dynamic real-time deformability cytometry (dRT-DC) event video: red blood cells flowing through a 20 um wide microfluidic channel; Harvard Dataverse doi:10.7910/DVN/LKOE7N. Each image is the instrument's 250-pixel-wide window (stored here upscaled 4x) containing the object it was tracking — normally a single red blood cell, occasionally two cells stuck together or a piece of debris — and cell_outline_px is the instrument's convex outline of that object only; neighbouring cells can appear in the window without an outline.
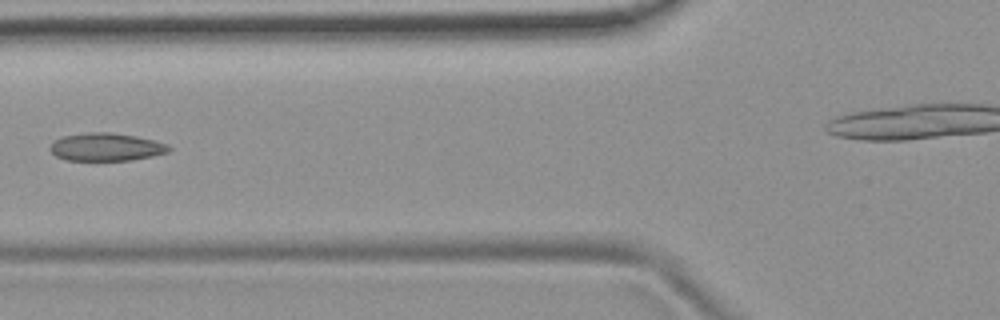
{"species": "common noctule bat (a hibernating species)", "species_latin": "Nyctalus noctula", "temperature_condition": "room temperature", "stored_images_in_passage": 7, "camera_frame_rate_fps": 3000, "um_per_image_px": 0.085, "animal": {"sex": "female", "body_mass_g": 19.9}, "frame": {"image": 1, "passage_image": 5, "time_ms": 1.333, "image_size_px": [1000, 320], "cell_outline_px": [[172, 148], [168, 152], [152, 156], [132, 160], [64, 160], [56, 156], [48, 148], [56, 140], [64, 136], [88, 132], [112, 132], [136, 136], [168, 144]], "centroid_in_image_um": [9.03, 12.49], "position_along_channel_um": 116.8, "area_um2": 19.25}}
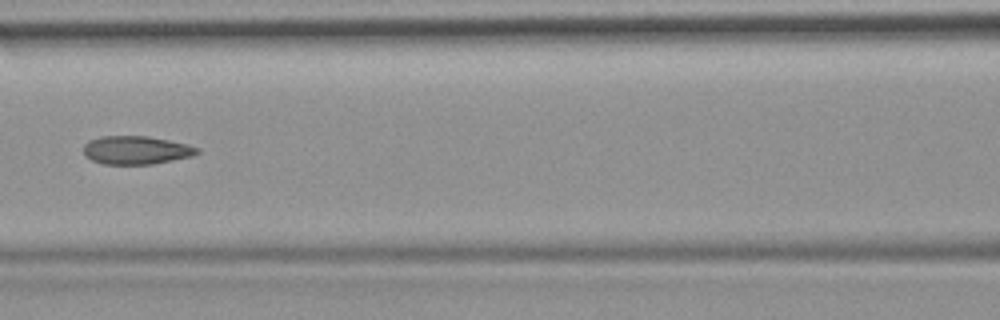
{"frame": {"image": 2, "passage_image": 6, "time_ms": 1.667, "image_size_px": [1000, 320], "cell_outline_px": [[200, 152], [192, 156], [152, 164], [104, 164], [92, 160], [84, 156], [84, 144], [88, 140], [100, 136], [148, 136], [188, 144], [200, 148]], "centroid_in_image_um": [11.57, 12.75], "position_along_channel_um": 155.0, "area_um2": 18.84}}
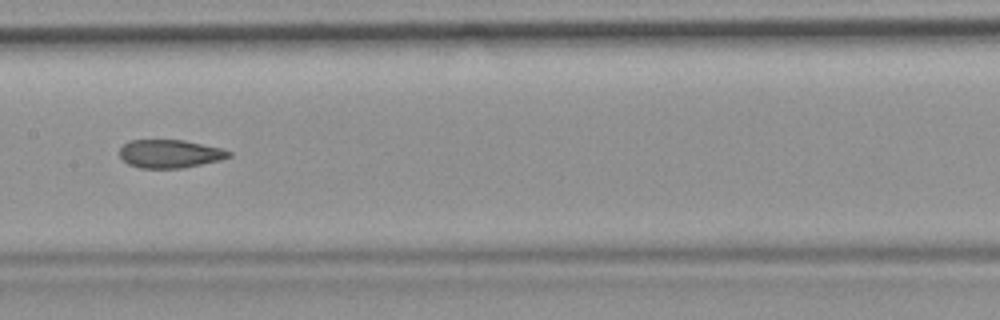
{"frame": {"image": 3, "passage_image": 7, "time_ms": 2.0, "image_size_px": [1000, 320], "cell_outline_px": [[232, 156], [220, 160], [184, 168], [140, 168], [128, 164], [120, 156], [120, 148], [128, 140], [184, 140], [220, 148], [232, 152]], "centroid_in_image_um": [14.44, 13.07], "position_along_channel_um": 193.0, "area_um2": 17.98}}